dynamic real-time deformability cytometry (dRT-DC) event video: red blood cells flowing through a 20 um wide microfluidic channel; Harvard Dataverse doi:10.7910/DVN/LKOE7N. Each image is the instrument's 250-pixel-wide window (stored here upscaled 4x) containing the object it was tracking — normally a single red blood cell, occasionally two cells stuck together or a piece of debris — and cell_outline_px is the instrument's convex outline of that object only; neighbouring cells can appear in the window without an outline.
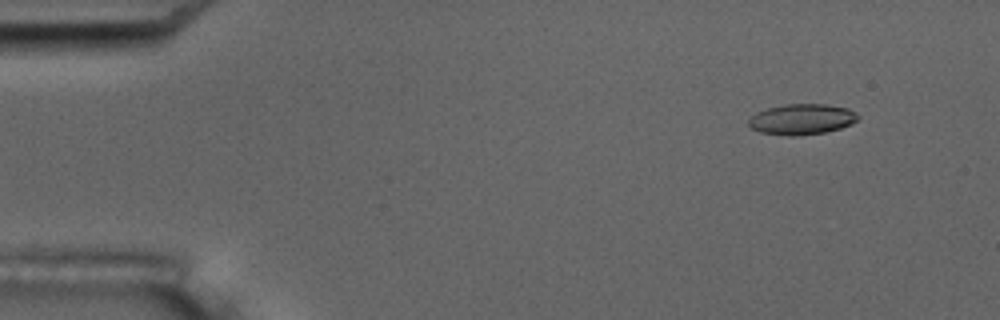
{"species": "common noctule bat (a hibernating species)", "species_latin": "Nyctalus noctula", "temperature_condition": "room temperature", "stored_images_in_passage": 4, "camera_frame_rate_fps": 3000, "um_per_image_px": 0.085, "animal": {"sex": "male", "body_mass_g": 17.5, "forearm_length_mm": 52.3}, "frame": {"image": 1, "passage_image": 1, "time_ms": 0.0, "image_size_px": [1000, 320], "cell_outline_px": [[860, 116], [852, 124], [840, 128], [824, 132], [796, 136], [788, 136], [760, 132], [752, 128], [748, 124], [748, 120], [756, 112], [768, 108], [784, 104], [824, 104], [848, 108], [856, 112]], "centroid_in_image_um": [68.16, 10.13], "position_along_channel_um": 16.8, "area_um2": 19.54}}